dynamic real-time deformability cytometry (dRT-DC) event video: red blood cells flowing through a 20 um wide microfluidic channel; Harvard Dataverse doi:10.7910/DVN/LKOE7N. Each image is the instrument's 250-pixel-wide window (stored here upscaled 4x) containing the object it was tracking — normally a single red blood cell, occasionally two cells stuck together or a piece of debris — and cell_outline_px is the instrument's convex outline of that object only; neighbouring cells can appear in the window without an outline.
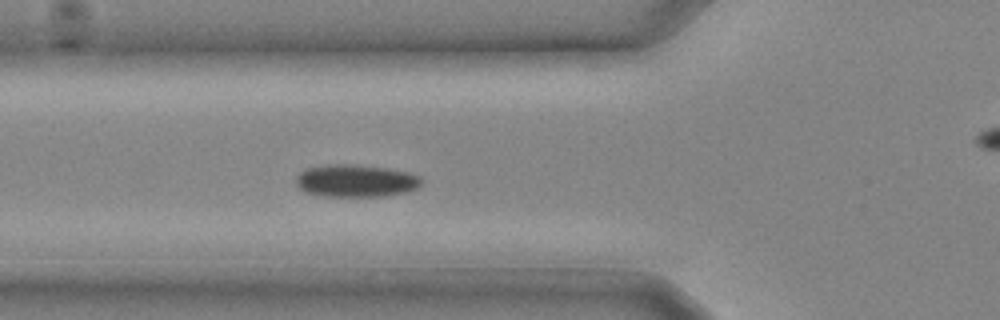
{"species": "common noctule bat (a hibernating species)", "species_latin": "Nyctalus noctula", "temperature_condition": "cold", "stored_images_in_passage": 23, "camera_frame_rate_fps": 3000, "um_per_image_px": 0.085, "animal": {"sex": "male", "body_mass_g": 20.4}, "frame": {"image": 1, "passage_image": 9, "time_ms": 2.667, "image_size_px": [1000, 320], "cell_outline_px": [[424, 180], [420, 188], [408, 192], [388, 196], [324, 196], [308, 192], [300, 188], [296, 184], [296, 176], [304, 168], [328, 164], [352, 164], [384, 168], [408, 172], [420, 176]], "centroid_in_image_um": [30.29, 15.37], "position_along_channel_um": 95.5, "area_um2": 23.99}}
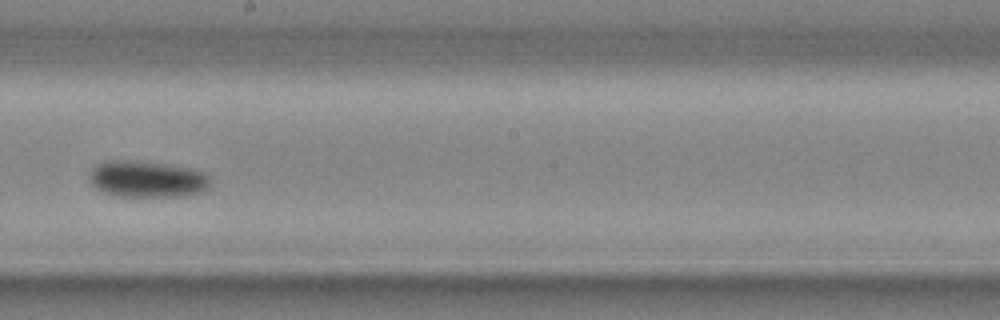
{"frame": {"image": 2, "passage_image": 15, "time_ms": 4.667, "image_size_px": [1000, 320], "cell_outline_px": [[208, 188], [200, 192], [184, 196], [116, 196], [104, 192], [96, 188], [88, 180], [88, 172], [96, 164], [108, 160], [132, 160], [168, 164], [192, 168], [208, 172]], "centroid_in_image_um": [12.47, 15.21], "position_along_channel_um": 235.7, "area_um2": 26.07}}
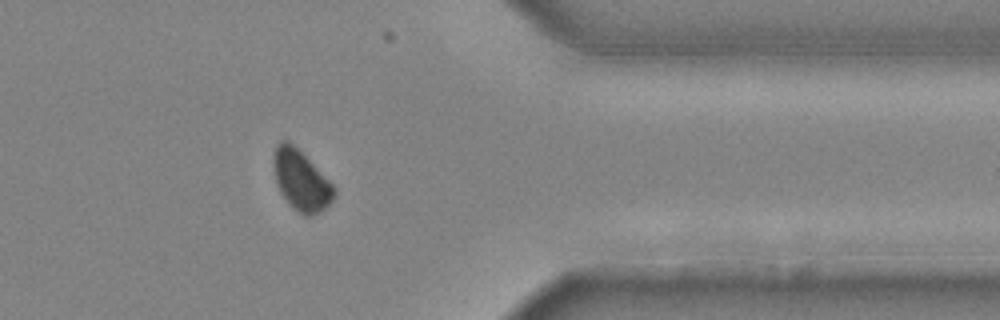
{"frame": {"image": 3, "passage_image": 22, "time_ms": 7.0, "image_size_px": [1000, 320], "cell_outline_px": [[336, 192], [332, 200], [320, 212], [308, 216], [304, 216], [280, 192], [276, 180], [272, 160], [272, 156], [276, 144], [280, 140], [288, 140], [336, 188]], "centroid_in_image_um": [25.57, 15.31], "position_along_channel_um": 385.8, "area_um2": 20.58}}